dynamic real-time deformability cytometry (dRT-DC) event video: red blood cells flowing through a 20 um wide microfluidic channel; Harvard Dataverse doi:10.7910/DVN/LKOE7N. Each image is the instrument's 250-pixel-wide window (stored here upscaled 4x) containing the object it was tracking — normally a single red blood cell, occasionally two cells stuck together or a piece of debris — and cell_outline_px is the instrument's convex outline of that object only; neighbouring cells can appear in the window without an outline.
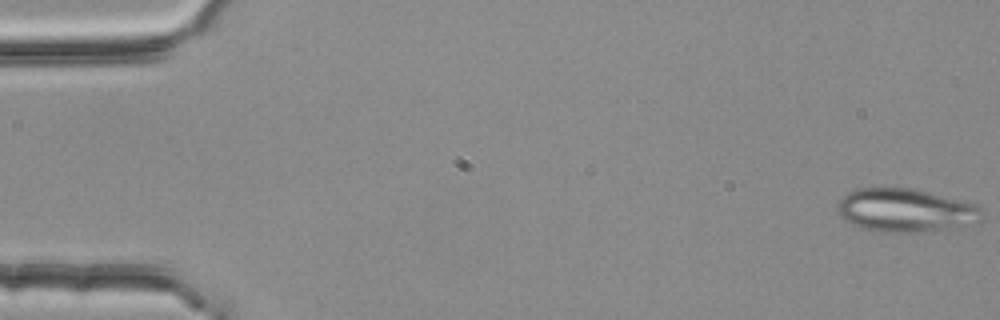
{"species": "common noctule bat (a hibernating species)", "species_latin": "Nyctalus noctula", "temperature_condition": "room temperature", "stored_images_in_passage": 54, "segment_of_instrument_passage": [1, 2], "camera_frame_rate_fps": 3000, "um_per_image_px": 0.085, "animal": {"sex": "female", "body_mass_g": 25.1}, "frame": {"image": 1, "passage_image": 1, "time_ms": 0.0, "image_size_px": [1000, 320], "cell_outline_px": [[984, 212], [980, 220], [924, 232], [876, 232], [852, 224], [844, 220], [840, 216], [836, 204], [848, 192], [856, 188], [912, 188], [976, 204], [984, 208]], "centroid_in_image_um": [76.91, 17.86], "position_along_channel_um": 8.1, "area_um2": 36.13}}